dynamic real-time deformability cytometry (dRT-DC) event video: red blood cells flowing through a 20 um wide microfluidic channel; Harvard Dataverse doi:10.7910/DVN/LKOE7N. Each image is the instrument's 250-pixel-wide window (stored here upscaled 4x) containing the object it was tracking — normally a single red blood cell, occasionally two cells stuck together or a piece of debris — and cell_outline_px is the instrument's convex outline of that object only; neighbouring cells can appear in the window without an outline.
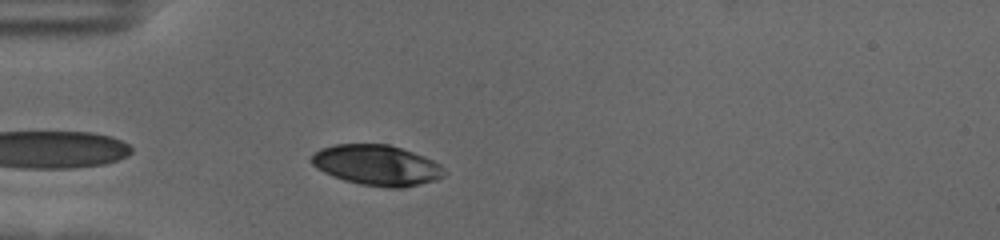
{"species": "human", "species_latin": "Homo sapiens", "temperature_condition": "cold", "stored_images_in_passage": 36, "camera_frame_rate_fps": 3000, "um_per_image_px": 0.085, "donor": {"sex": "female"}, "frame": {"image": 1, "passage_image": 3, "time_ms": 0.667, "image_size_px": [1000, 240], "cell_outline_px": [[444, 176], [436, 180], [404, 188], [388, 188], [360, 184], [344, 180], [332, 176], [316, 168], [312, 164], [312, 156], [320, 148], [336, 144], [388, 144], [424, 156], [440, 164], [444, 168]], "centroid_in_image_um": [32.04, 14.05], "position_along_channel_um": 53.0, "area_um2": 31.27}}
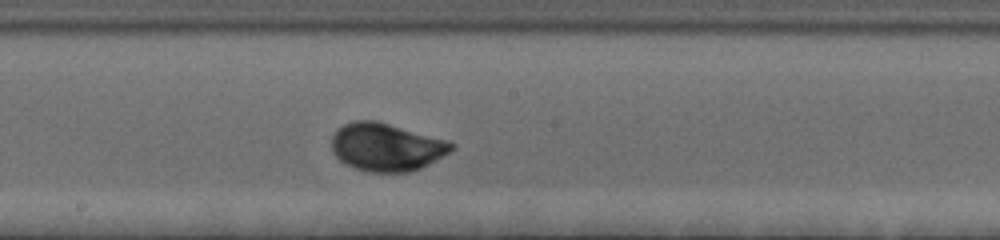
{"frame": {"image": 2, "passage_image": 18, "time_ms": 5.667, "image_size_px": [1000, 240], "cell_outline_px": [[456, 148], [452, 152], [412, 172], [368, 172], [352, 168], [344, 164], [332, 152], [332, 136], [336, 128], [344, 124], [356, 120], [376, 120], [448, 140], [456, 144]], "centroid_in_image_um": [32.85, 12.5], "position_along_channel_um": 215.4, "area_um2": 33.93}}
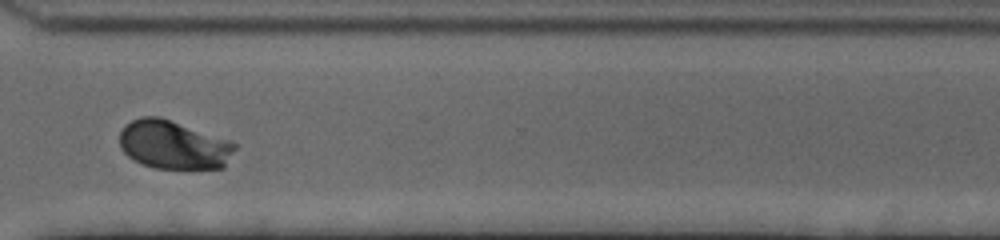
{"frame": {"image": 3, "passage_image": 30, "time_ms": 9.667, "image_size_px": [1000, 240], "cell_outline_px": [[236, 148], [224, 168], [192, 172], [156, 168], [140, 164], [132, 160], [120, 148], [120, 132], [124, 124], [140, 116], [160, 116], [232, 140], [236, 144]], "centroid_in_image_um": [14.79, 12.35], "position_along_channel_um": 355.8, "area_um2": 34.1}, "authors_computed_cell_mechanics": {"area_um2": 32.5703, "velocity_mm_per_s": 3.5016, "shape_relaxation_time_tau1_ms": 2.35, "shape_relaxation_time_tau2_ms": null, "deformation_change_tau1": 0.1416, "deformation_change_tau2": null}}